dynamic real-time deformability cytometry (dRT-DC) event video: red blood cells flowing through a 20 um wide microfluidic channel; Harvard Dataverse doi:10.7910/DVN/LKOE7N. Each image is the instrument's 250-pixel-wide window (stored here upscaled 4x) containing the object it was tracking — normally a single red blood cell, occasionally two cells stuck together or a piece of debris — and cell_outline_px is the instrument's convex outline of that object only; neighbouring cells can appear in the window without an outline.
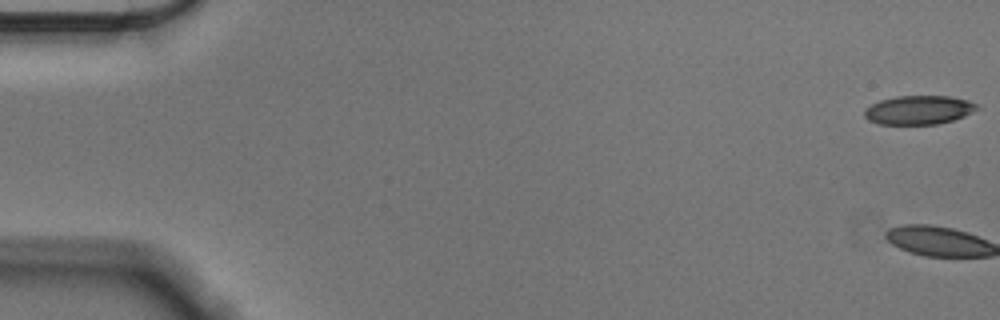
{"species": "Egyptian fruit bat (a non-hibernating species)", "species_latin": "Rousettus aegyptiacus", "temperature_condition": "cold", "stored_images_in_passage": 2, "camera_frame_rate_fps": 3000, "um_per_image_px": 0.085, "animal": {"sex": "male"}, "frame": {"image": 1, "passage_image": 1, "time_ms": 0.0, "image_size_px": [1000, 320], "cell_outline_px": [[980, 108], [964, 116], [952, 120], [936, 124], [880, 124], [868, 120], [864, 116], [864, 108], [880, 100], [896, 96], [948, 96], [968, 100], [976, 104]], "centroid_in_image_um": [78.07, 9.34], "position_along_channel_um": 6.9, "area_um2": 18.9}}